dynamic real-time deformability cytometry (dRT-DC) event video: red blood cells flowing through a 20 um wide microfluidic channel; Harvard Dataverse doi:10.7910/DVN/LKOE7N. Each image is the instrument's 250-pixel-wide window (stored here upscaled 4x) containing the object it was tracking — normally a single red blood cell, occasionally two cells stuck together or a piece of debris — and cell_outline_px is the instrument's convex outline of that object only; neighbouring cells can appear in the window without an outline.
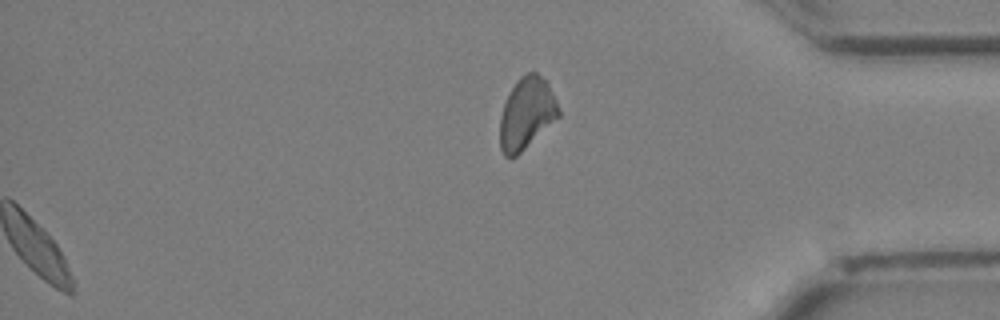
{"species": "Egyptian fruit bat (a non-hibernating species)", "species_latin": "Rousettus aegyptiacus", "temperature_condition": "cold", "stored_images_in_passage": 32, "segment_of_instrument_passage": [2, 2], "camera_frame_rate_fps": 3000, "um_per_image_px": 0.085, "animal": {"sex": "female"}, "frame": {"image": 1, "passage_image": 32, "time_ms": 10.333, "image_size_px": [1000, 320], "cell_outline_px": [[560, 116], [512, 160], [504, 156], [500, 148], [500, 116], [508, 92], [516, 80], [520, 76], [528, 72], [536, 72], [548, 80], [560, 108]], "centroid_in_image_um": [44.77, 9.62], "position_along_channel_um": 390.4, "area_um2": 24.97}}